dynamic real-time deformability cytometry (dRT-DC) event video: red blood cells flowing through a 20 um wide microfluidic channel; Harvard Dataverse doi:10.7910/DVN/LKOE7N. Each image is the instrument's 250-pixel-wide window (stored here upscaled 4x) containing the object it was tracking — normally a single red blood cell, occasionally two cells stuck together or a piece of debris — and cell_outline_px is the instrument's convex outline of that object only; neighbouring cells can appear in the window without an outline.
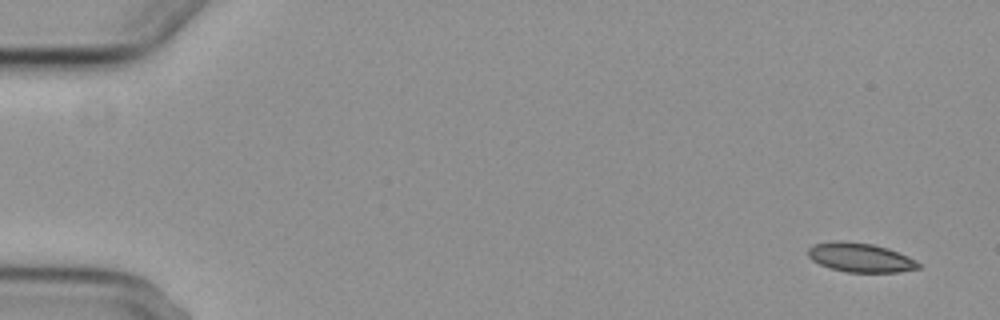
{"species": "common noctule bat (a hibernating species)", "species_latin": "Nyctalus noctula", "temperature_condition": "cold", "stored_images_in_passage": 4, "camera_frame_rate_fps": 3000, "um_per_image_px": 0.085, "animal": {"sex": "female", "body_mass_g": 29.2, "forearm_length_mm": 56.3}, "frame": {"image": 1, "passage_image": 1, "time_ms": 0.0, "image_size_px": [1000, 320], "cell_outline_px": [[920, 268], [900, 272], [848, 272], [828, 268], [812, 260], [808, 256], [808, 248], [812, 244], [832, 240], [840, 240], [872, 244], [888, 248], [908, 256], [916, 260], [920, 264]], "centroid_in_image_um": [73.1, 21.88], "position_along_channel_um": 11.9, "area_um2": 18.96}}
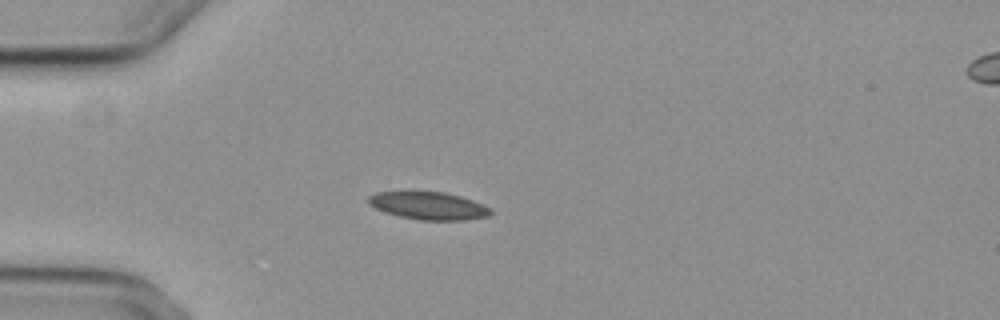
{"frame": {"image": 2, "passage_image": 4, "time_ms": 4.333, "image_size_px": [1000, 320], "cell_outline_px": [[492, 212], [488, 216], [464, 220], [416, 220], [384, 212], [368, 204], [368, 196], [376, 192], [444, 192], [460, 196], [472, 200], [492, 208]], "centroid_in_image_um": [36.42, 17.49], "position_along_channel_um": 48.6, "area_um2": 19.65}}